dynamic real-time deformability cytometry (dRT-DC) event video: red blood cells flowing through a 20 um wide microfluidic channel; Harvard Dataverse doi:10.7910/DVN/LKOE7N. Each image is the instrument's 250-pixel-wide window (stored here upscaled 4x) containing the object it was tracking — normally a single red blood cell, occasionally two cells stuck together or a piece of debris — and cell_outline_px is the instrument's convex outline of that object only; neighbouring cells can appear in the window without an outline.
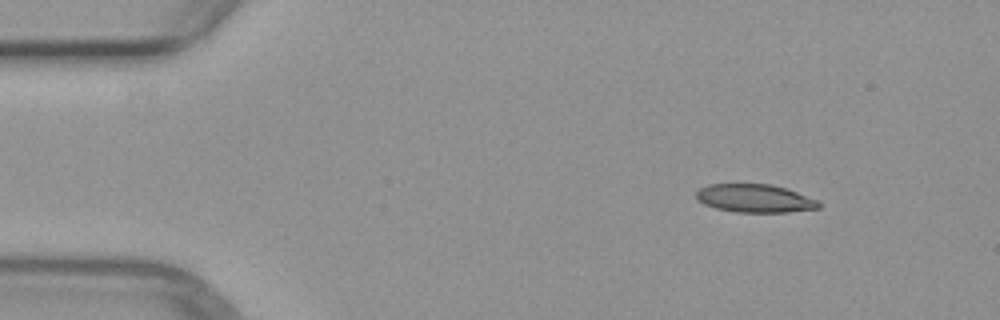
{"species": "common noctule bat (a hibernating species)", "species_latin": "Nyctalus noctula", "temperature_condition": "warm", "stored_images_in_passage": 3, "camera_frame_rate_fps": 3000, "um_per_image_px": 0.085, "animal": {"sex": "female", "body_mass_g": 29.2, "forearm_length_mm": 56.3}, "frame": {"image": 1, "passage_image": 1, "time_ms": 0.0, "image_size_px": [1000, 320], "cell_outline_px": [[820, 208], [788, 212], [736, 212], [716, 208], [704, 204], [696, 200], [696, 192], [700, 188], [708, 184], [772, 184], [788, 188], [816, 200], [820, 204]], "centroid_in_image_um": [64.14, 16.85], "position_along_channel_um": 20.9, "area_um2": 20.17}}